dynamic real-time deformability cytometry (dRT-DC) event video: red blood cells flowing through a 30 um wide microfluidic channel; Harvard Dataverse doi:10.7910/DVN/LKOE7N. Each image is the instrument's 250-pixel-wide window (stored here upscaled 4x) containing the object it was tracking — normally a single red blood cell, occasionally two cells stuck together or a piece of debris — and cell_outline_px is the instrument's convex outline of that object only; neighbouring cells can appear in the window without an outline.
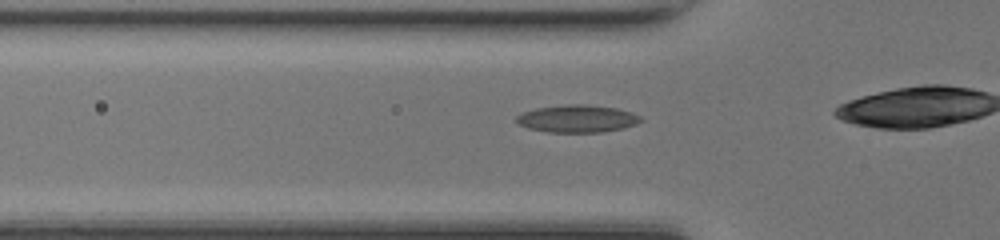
{"species": "common noctule bat (a hibernating species)", "species_latin": "Nyctalus noctula", "temperature_condition": "room temperature", "stored_images_in_passage": 27, "camera_frame_rate_fps": 3000, "um_per_image_px": 0.085, "animal": {"sex": "female", "body_mass_g": 17.0, "forearm_length_mm": 48.0}, "frame": {"image": 1, "passage_image": 5, "time_ms": 1.333, "image_size_px": [1000, 240], "cell_outline_px": [[644, 120], [636, 124], [624, 128], [600, 132], [548, 132], [528, 128], [520, 124], [516, 120], [516, 116], [524, 112], [536, 108], [564, 104], [584, 104], [616, 108], [632, 112], [640, 116]], "centroid_in_image_um": [49.09, 10.08], "position_along_channel_um": 76.7, "area_um2": 19.88}}
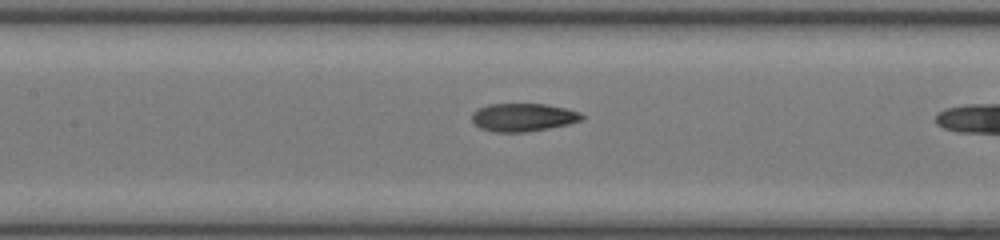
{"frame": {"image": 2, "passage_image": 11, "time_ms": 3.333, "image_size_px": [1000, 240], "cell_outline_px": [[584, 120], [568, 124], [548, 128], [524, 132], [496, 132], [480, 128], [472, 120], [472, 112], [488, 104], [544, 104], [564, 108], [580, 112], [584, 116]], "centroid_in_image_um": [44.48, 9.97], "position_along_channel_um": 162.9, "area_um2": 17.86}}
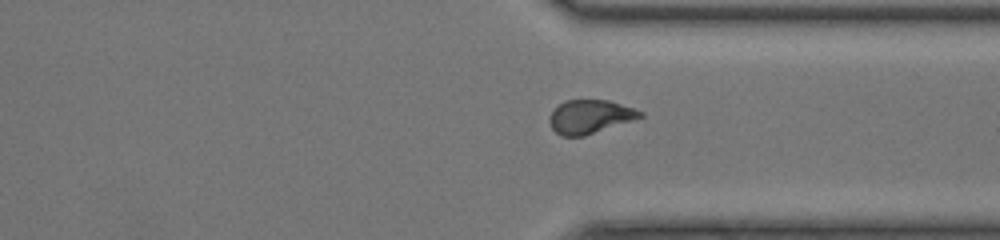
{"frame": {"image": 3, "passage_image": 25, "time_ms": 8.0, "image_size_px": [1000, 240], "cell_outline_px": [[644, 116], [584, 136], [560, 136], [552, 128], [548, 120], [552, 112], [564, 100], [608, 100], [644, 112]], "centroid_in_image_um": [50.13, 9.92], "position_along_channel_um": 361.3, "area_um2": 17.51}}